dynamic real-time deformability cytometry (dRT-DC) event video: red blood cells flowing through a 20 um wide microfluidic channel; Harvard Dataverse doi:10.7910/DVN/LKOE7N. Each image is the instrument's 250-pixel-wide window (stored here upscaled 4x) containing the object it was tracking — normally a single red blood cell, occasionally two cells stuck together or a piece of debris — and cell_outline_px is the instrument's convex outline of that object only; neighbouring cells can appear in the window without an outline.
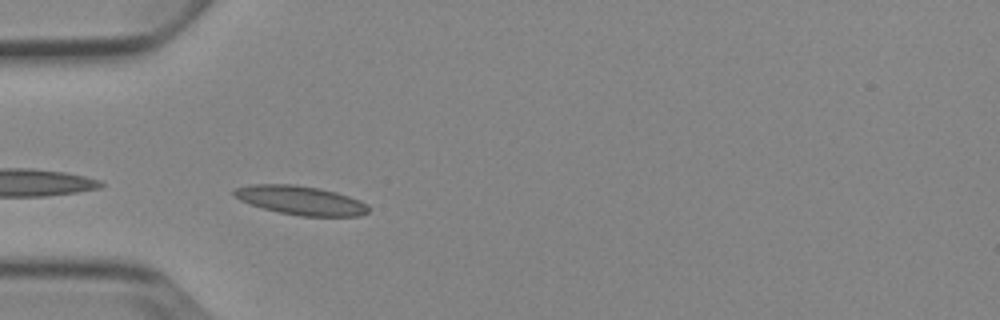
{"species": "Egyptian fruit bat (a non-hibernating species)", "species_latin": "Rousettus aegyptiacus", "temperature_condition": "cold", "stored_images_in_passage": 3, "camera_frame_rate_fps": 3000, "um_per_image_px": 0.085, "animal": {"sex": "female"}, "frame": {"image": 1, "passage_image": 3, "time_ms": 2.333, "image_size_px": [1000, 320], "cell_outline_px": [[368, 212], [360, 216], [300, 216], [280, 212], [264, 208], [240, 200], [232, 196], [232, 188], [248, 184], [296, 184], [320, 188], [336, 192], [360, 200], [368, 204]], "centroid_in_image_um": [25.52, 17.01], "position_along_channel_um": 59.5, "area_um2": 22.83}}